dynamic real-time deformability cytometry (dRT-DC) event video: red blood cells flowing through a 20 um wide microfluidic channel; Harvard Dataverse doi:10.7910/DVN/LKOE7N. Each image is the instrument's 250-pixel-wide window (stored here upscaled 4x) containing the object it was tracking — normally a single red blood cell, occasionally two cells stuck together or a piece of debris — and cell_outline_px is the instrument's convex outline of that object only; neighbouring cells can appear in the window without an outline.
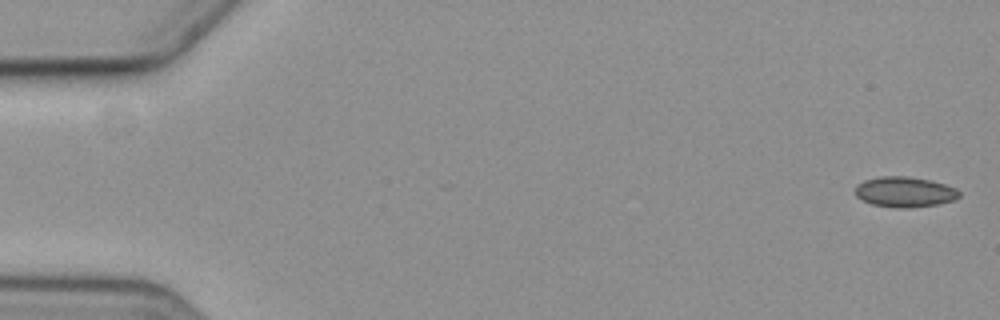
{"species": "common noctule bat (a hibernating species)", "species_latin": "Nyctalus noctula", "temperature_condition": "cold", "stored_images_in_passage": 6, "camera_frame_rate_fps": 3000, "um_per_image_px": 0.085, "animal": {"sex": "female", "body_mass_g": 19.3, "forearm_length_mm": 54.1}, "frame": {"image": 1, "passage_image": 1, "time_ms": 0.0, "image_size_px": [1000, 320], "cell_outline_px": [[960, 196], [952, 200], [936, 204], [908, 208], [896, 208], [872, 204], [856, 196], [856, 184], [864, 180], [880, 176], [908, 176], [928, 180], [944, 184], [956, 188], [960, 192]], "centroid_in_image_um": [76.88, 16.31], "position_along_channel_um": 8.1, "area_um2": 18.26}}
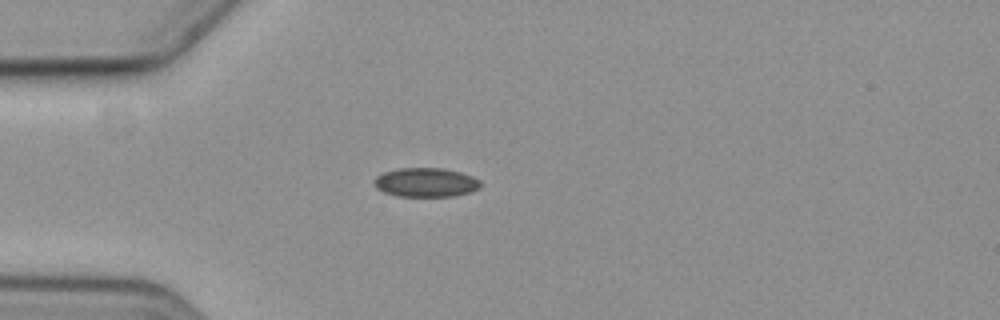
{"frame": {"image": 2, "passage_image": 5, "time_ms": 5.0, "image_size_px": [1000, 320], "cell_outline_px": [[480, 188], [468, 192], [452, 196], [396, 196], [384, 192], [376, 188], [372, 184], [372, 180], [376, 176], [384, 172], [400, 168], [444, 168], [460, 172], [472, 176], [480, 180]], "centroid_in_image_um": [36.15, 15.5], "position_along_channel_um": 48.9, "area_um2": 18.09}}